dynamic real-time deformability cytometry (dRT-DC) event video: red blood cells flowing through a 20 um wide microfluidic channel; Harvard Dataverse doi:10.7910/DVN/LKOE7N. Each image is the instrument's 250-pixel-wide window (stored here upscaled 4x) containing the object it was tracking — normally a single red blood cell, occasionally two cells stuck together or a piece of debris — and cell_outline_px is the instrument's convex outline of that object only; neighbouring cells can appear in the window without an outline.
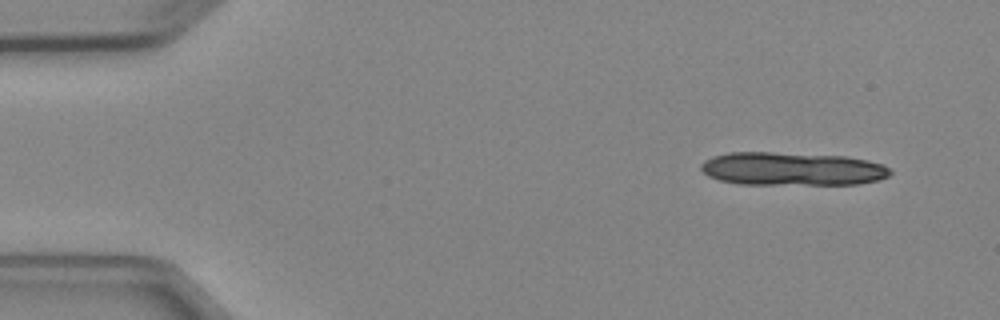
{"species": "Egyptian fruit bat (a non-hibernating species)", "species_latin": "Rousettus aegyptiacus", "temperature_condition": "cold", "stored_images_in_passage": 4, "camera_frame_rate_fps": 3000, "um_per_image_px": 0.085, "animal": {"sex": "female"}, "frame": {"image": 1, "passage_image": 1, "time_ms": 0.0, "image_size_px": [1000, 320], "cell_outline_px": [[892, 172], [888, 176], [880, 180], [856, 184], [740, 184], [720, 180], [708, 176], [700, 168], [700, 164], [704, 160], [712, 156], [728, 152], [772, 152], [844, 156], [868, 160], [884, 164]], "centroid_in_image_um": [67.32, 14.35], "position_along_channel_um": 17.7, "area_um2": 36.88}}